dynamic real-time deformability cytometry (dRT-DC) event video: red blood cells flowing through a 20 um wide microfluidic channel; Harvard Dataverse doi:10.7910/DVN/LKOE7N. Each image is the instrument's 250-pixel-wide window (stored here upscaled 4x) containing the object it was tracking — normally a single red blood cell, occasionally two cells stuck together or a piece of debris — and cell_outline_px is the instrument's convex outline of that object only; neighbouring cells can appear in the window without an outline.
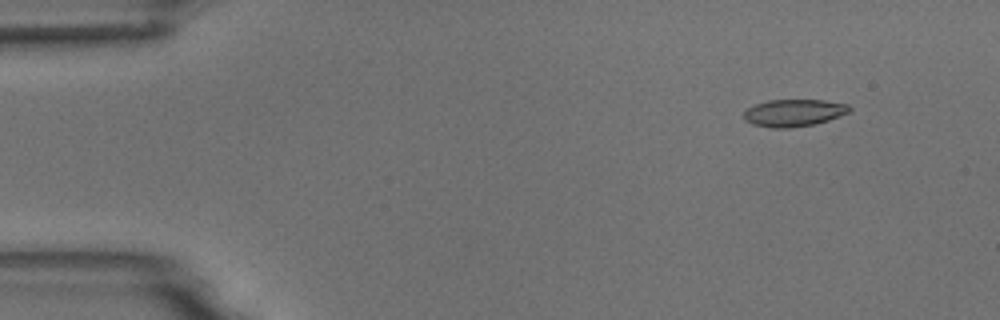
{"species": "common noctule bat (a hibernating species)", "species_latin": "Nyctalus noctula", "temperature_condition": "room temperature", "stored_images_in_passage": 4, "camera_frame_rate_fps": 3000, "um_per_image_px": 0.085, "animal": {"sex": "male", "body_mass_g": 18.8}, "frame": {"image": 1, "passage_image": 2, "time_ms": 1.333, "image_size_px": [1000, 320], "cell_outline_px": [[852, 108], [848, 112], [828, 120], [812, 124], [788, 128], [772, 128], [752, 124], [744, 120], [744, 112], [748, 108], [756, 104], [768, 100], [824, 100], [848, 104]], "centroid_in_image_um": [67.45, 9.58], "position_along_channel_um": 17.5, "area_um2": 16.59}}
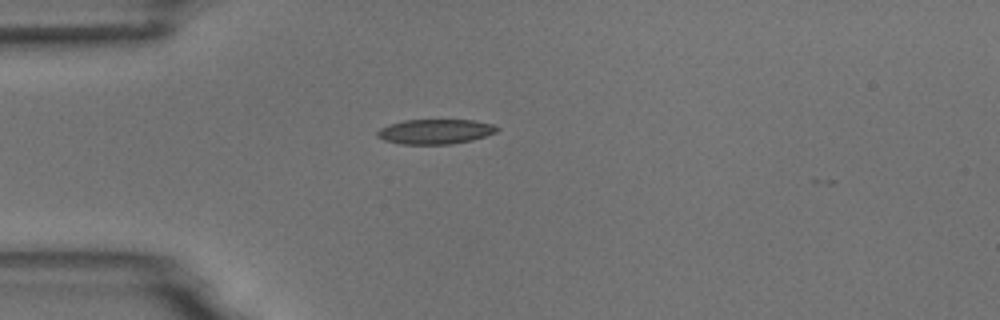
{"frame": {"image": 2, "passage_image": 4, "time_ms": 4.333, "image_size_px": [1000, 320], "cell_outline_px": [[500, 128], [496, 132], [472, 140], [452, 144], [400, 144], [384, 140], [376, 136], [376, 132], [380, 128], [404, 120], [472, 120], [492, 124]], "centroid_in_image_um": [36.99, 11.19], "position_along_channel_um": 48.0, "area_um2": 17.22}}